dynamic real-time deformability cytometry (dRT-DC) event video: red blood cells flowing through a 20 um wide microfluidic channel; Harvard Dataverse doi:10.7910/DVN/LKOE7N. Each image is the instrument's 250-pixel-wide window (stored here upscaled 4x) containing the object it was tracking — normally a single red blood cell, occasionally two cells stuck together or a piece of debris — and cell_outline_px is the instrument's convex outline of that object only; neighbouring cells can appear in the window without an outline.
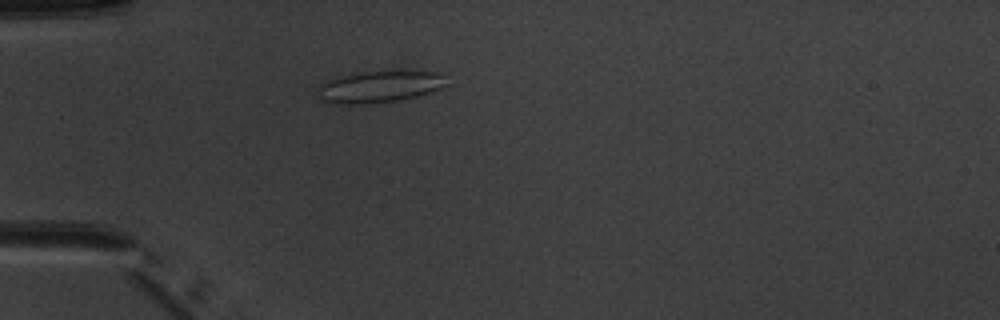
{"species": "common noctule bat (a hibernating species)", "species_latin": "Nyctalus noctula", "temperature_condition": "warm", "stored_images_in_passage": 4, "camera_frame_rate_fps": 3000, "um_per_image_px": 0.085, "animal": {"sex": "male", "body_mass_g": 20.1, "forearm_length_mm": 53.5}, "frame": {"image": 1, "passage_image": 3, "time_ms": 2.333, "image_size_px": [1000, 320], "cell_outline_px": [[448, 84], [440, 88], [416, 96], [400, 100], [360, 104], [340, 104], [324, 100], [320, 96], [320, 84], [328, 80], [340, 76], [356, 72], [384, 68], [404, 68], [440, 72], [444, 76]], "centroid_in_image_um": [32.36, 7.28], "position_along_channel_um": 52.6, "area_um2": 24.68}}